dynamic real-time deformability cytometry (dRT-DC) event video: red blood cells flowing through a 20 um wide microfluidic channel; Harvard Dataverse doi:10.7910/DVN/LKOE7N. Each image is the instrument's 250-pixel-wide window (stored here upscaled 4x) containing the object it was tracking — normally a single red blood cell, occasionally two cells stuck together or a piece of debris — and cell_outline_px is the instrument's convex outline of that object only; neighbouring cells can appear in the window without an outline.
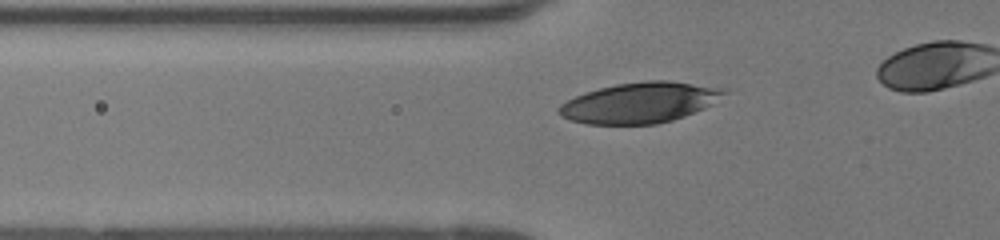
{"species": "human", "species_latin": "Homo sapiens", "temperature_condition": "room temperature", "stored_images_in_passage": 31, "camera_frame_rate_fps": 3000, "um_per_image_px": 0.085, "donor": {"sex": "female"}, "frame": {"image": 1, "passage_image": 7, "time_ms": 2.0, "image_size_px": [1000, 240], "cell_outline_px": [[728, 92], [712, 104], [704, 108], [684, 116], [672, 120], [656, 124], [588, 124], [572, 120], [560, 116], [556, 112], [556, 108], [560, 104], [584, 92], [616, 84], [644, 80], [668, 80], [724, 88]], "centroid_in_image_um": [54.36, 8.72], "position_along_channel_um": 71.4, "area_um2": 39.07}}
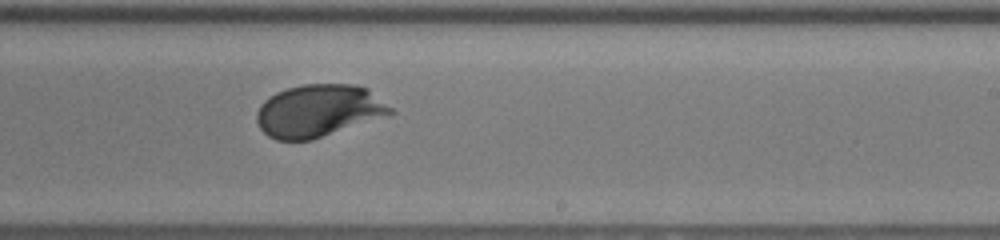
{"frame": {"image": 2, "passage_image": 21, "time_ms": 6.667, "image_size_px": [1000, 240], "cell_outline_px": [[396, 112], [312, 140], [276, 140], [268, 136], [260, 128], [256, 120], [256, 112], [260, 104], [264, 100], [276, 92], [288, 88], [304, 84], [356, 84], [368, 88], [392, 108]], "centroid_in_image_um": [27.05, 9.4], "position_along_channel_um": 261.9, "area_um2": 40.75}}
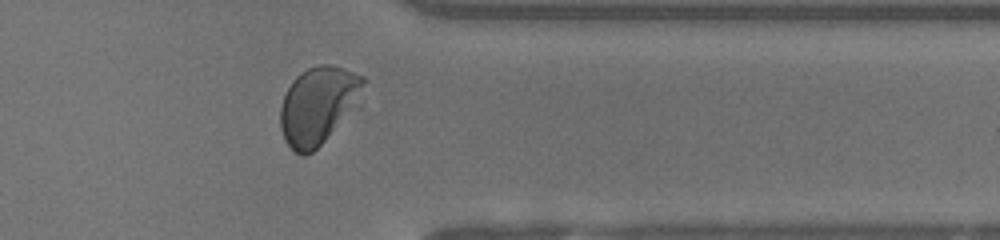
{"frame": {"image": 3, "passage_image": 30, "time_ms": 9.667, "image_size_px": [1000, 240], "cell_outline_px": [[364, 80], [352, 104], [324, 140], [312, 152], [304, 156], [300, 156], [284, 140], [280, 128], [280, 108], [284, 96], [292, 80], [300, 72], [308, 68], [320, 64], [332, 64], [364, 76]], "centroid_in_image_um": [26.91, 8.92], "position_along_channel_um": 384.5, "area_um2": 35.78}}